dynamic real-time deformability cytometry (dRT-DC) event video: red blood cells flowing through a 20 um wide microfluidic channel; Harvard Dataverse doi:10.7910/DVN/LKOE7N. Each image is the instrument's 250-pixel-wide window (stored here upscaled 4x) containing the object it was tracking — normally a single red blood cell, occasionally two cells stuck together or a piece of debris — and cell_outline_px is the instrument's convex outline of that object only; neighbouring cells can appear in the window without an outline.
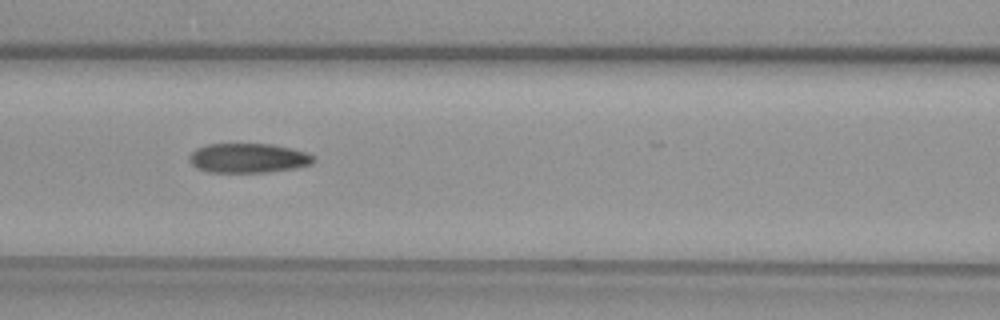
{"species": "common noctule bat (a hibernating species)", "species_latin": "Nyctalus noctula", "temperature_condition": "warm", "stored_images_in_passage": 29, "camera_frame_rate_fps": 3000, "um_per_image_px": 0.085, "animal": {"sex": "female", "body_mass_g": 29.2, "forearm_length_mm": 56.3}, "frame": {"image": 1, "passage_image": 20, "time_ms": 6.333, "image_size_px": [1000, 320], "cell_outline_px": [[316, 160], [312, 164], [296, 168], [268, 172], [208, 172], [196, 168], [188, 160], [188, 156], [196, 148], [208, 144], [272, 144], [292, 148], [316, 156]], "centroid_in_image_um": [21.11, 13.44], "position_along_channel_um": 145.5, "area_um2": 21.56}}